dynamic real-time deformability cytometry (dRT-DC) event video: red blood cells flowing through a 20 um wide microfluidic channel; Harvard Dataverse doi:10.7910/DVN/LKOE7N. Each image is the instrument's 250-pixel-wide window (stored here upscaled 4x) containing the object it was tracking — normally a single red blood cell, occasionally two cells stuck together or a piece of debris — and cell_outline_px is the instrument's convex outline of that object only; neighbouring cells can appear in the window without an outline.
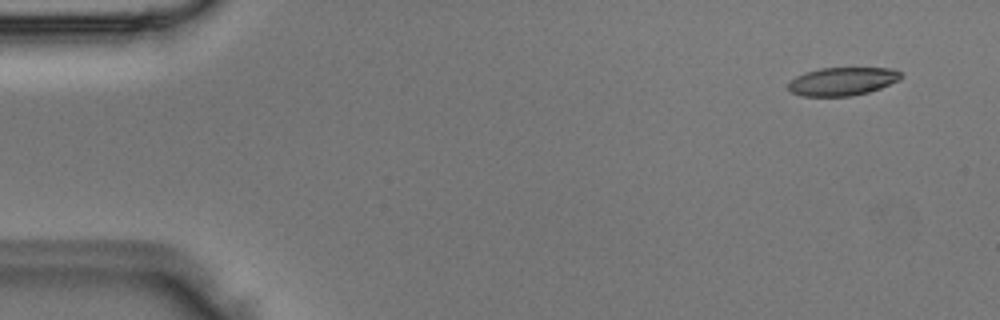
{"species": "Egyptian fruit bat (a non-hibernating species)", "species_latin": "Rousettus aegyptiacus", "temperature_condition": "room temperature", "stored_images_in_passage": 3, "camera_frame_rate_fps": 3000, "um_per_image_px": 0.085, "animal": {"sex": "male"}, "frame": {"image": 1, "passage_image": 1, "time_ms": 0.0, "image_size_px": [1000, 320], "cell_outline_px": [[904, 76], [900, 80], [880, 88], [868, 92], [852, 96], [804, 96], [792, 92], [788, 88], [788, 84], [796, 76], [820, 68], [892, 68], [900, 72]], "centroid_in_image_um": [71.65, 6.91], "position_along_channel_um": 13.4, "area_um2": 18.44}}
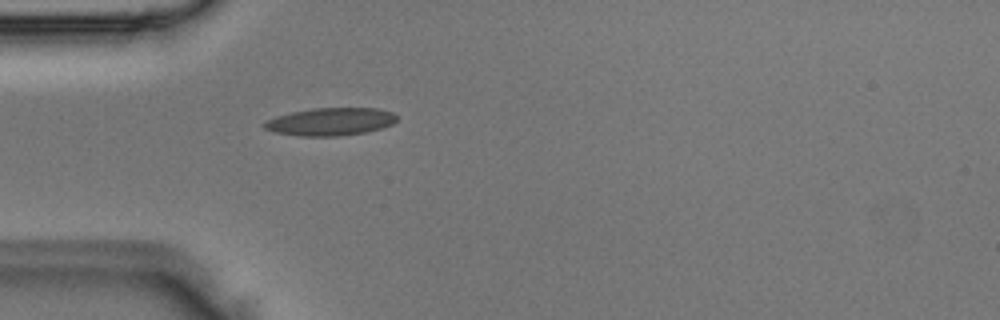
{"frame": {"image": 2, "passage_image": 3, "time_ms": 0.667, "image_size_px": [1000, 320], "cell_outline_px": [[396, 120], [392, 124], [380, 128], [364, 132], [340, 136], [300, 136], [276, 132], [264, 128], [260, 124], [276, 116], [292, 112], [316, 108], [376, 108], [392, 112], [396, 116]], "centroid_in_image_um": [28.07, 10.34], "position_along_channel_um": 56.9, "area_um2": 21.21}}